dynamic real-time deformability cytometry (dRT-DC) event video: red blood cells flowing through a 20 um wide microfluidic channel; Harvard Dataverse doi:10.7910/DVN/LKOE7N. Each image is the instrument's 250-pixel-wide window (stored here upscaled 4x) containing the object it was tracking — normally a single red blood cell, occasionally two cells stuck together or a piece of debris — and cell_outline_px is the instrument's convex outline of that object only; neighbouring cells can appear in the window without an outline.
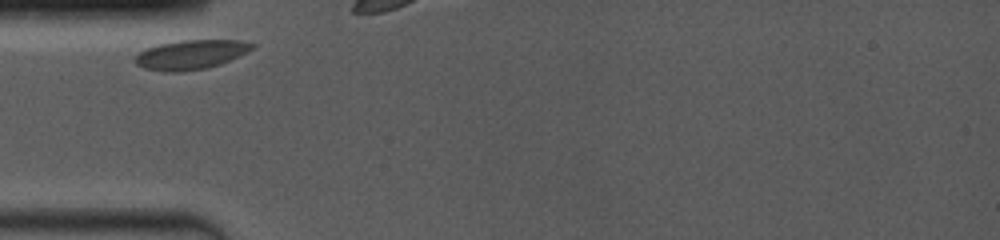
{"species": "common noctule bat (a hibernating species)", "species_latin": "Nyctalus noctula", "temperature_condition": "room temperature", "stored_images_in_passage": 5, "camera_frame_rate_fps": 4000, "um_per_image_px": 0.085, "animal": {"sex": "female", "body_mass_g": 19.0, "forearm_length_mm": 53.3}, "frame": {"image": 1, "passage_image": 1, "time_ms": 0.0, "image_size_px": [1000, 240], "cell_outline_px": [[256, 44], [252, 48], [220, 64], [208, 68], [180, 72], [168, 72], [144, 68], [136, 64], [132, 60], [140, 52], [148, 48], [160, 44], [184, 40], [240, 40]], "centroid_in_image_um": [16.18, 4.65], "position_along_channel_um": 68.8, "area_um2": 19.71}}